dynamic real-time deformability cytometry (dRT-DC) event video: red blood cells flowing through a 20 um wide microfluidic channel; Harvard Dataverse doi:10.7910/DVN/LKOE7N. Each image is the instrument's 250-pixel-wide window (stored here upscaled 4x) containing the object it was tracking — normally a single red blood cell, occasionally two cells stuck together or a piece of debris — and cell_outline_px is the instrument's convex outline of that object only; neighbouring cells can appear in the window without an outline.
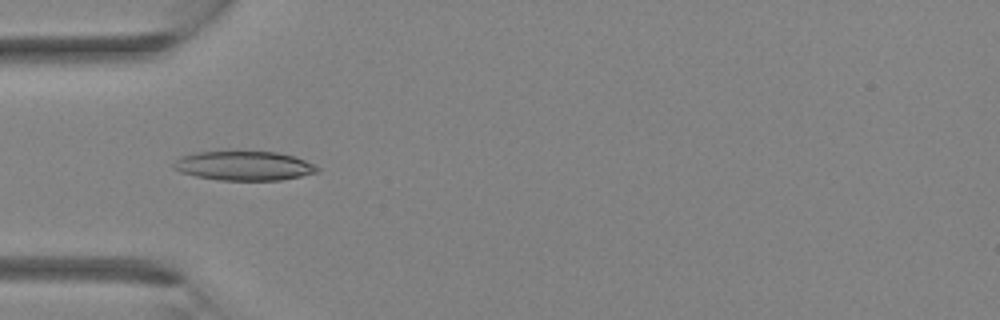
{"species": "Egyptian fruit bat (a non-hibernating species)", "species_latin": "Rousettus aegyptiacus", "temperature_condition": "room temperature", "stored_images_in_passage": 32, "camera_frame_rate_fps": 3000, "um_per_image_px": 0.085, "animal": {"sex": "female"}, "frame": {"image": 1, "passage_image": 8, "time_ms": 2.333, "image_size_px": [1000, 320], "cell_outline_px": [[320, 172], [280, 180], [220, 180], [196, 176], [180, 172], [172, 168], [172, 164], [180, 156], [196, 152], [276, 152], [292, 156], [304, 160], [320, 168]], "centroid_in_image_um": [20.71, 14.1], "position_along_channel_um": 64.3, "area_um2": 24.33}}
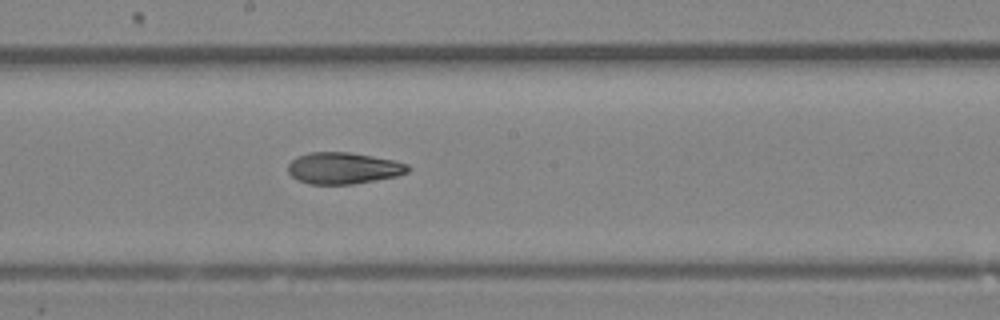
{"frame": {"image": 2, "passage_image": 16, "time_ms": 5.0, "image_size_px": [1000, 320], "cell_outline_px": [[412, 168], [408, 172], [396, 176], [376, 180], [352, 184], [308, 184], [296, 180], [288, 172], [288, 164], [296, 156], [308, 152], [348, 152], [372, 156], [392, 160], [408, 164]], "centroid_in_image_um": [29.16, 14.29], "position_along_channel_um": 219.0, "area_um2": 22.14}}
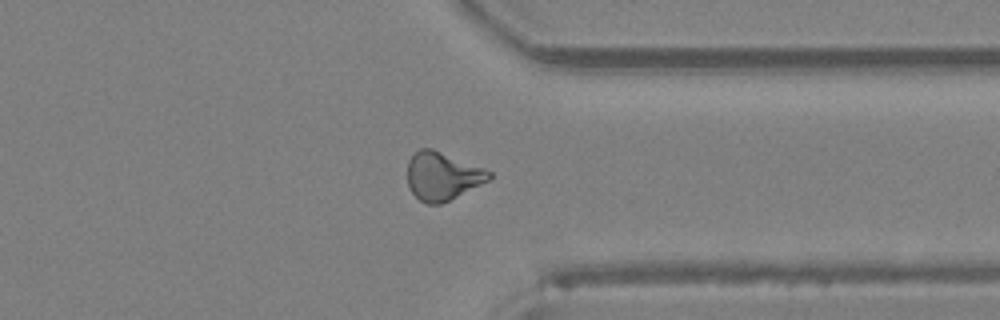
{"frame": {"image": 3, "passage_image": 24, "time_ms": 7.667, "image_size_px": [1000, 320], "cell_outline_px": [[492, 176], [488, 180], [440, 204], [428, 204], [420, 200], [412, 192], [408, 184], [408, 160], [420, 148], [432, 148], [484, 168], [492, 172]], "centroid_in_image_um": [37.59, 14.95], "position_along_channel_um": 373.8, "area_um2": 22.48}}